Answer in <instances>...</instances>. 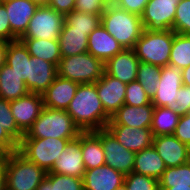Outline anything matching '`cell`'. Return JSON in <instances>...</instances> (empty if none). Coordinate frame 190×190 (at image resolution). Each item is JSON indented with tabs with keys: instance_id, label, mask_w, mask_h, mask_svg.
<instances>
[{
	"instance_id": "1",
	"label": "cell",
	"mask_w": 190,
	"mask_h": 190,
	"mask_svg": "<svg viewBox=\"0 0 190 190\" xmlns=\"http://www.w3.org/2000/svg\"><path fill=\"white\" fill-rule=\"evenodd\" d=\"M66 112L81 132L106 128L111 119L103 108L94 83L79 84Z\"/></svg>"
},
{
	"instance_id": "2",
	"label": "cell",
	"mask_w": 190,
	"mask_h": 190,
	"mask_svg": "<svg viewBox=\"0 0 190 190\" xmlns=\"http://www.w3.org/2000/svg\"><path fill=\"white\" fill-rule=\"evenodd\" d=\"M101 24L126 49L134 48L144 30L141 16L120 9L115 4L105 6Z\"/></svg>"
},
{
	"instance_id": "3",
	"label": "cell",
	"mask_w": 190,
	"mask_h": 190,
	"mask_svg": "<svg viewBox=\"0 0 190 190\" xmlns=\"http://www.w3.org/2000/svg\"><path fill=\"white\" fill-rule=\"evenodd\" d=\"M81 133L66 110L44 107L22 138L75 139Z\"/></svg>"
},
{
	"instance_id": "4",
	"label": "cell",
	"mask_w": 190,
	"mask_h": 190,
	"mask_svg": "<svg viewBox=\"0 0 190 190\" xmlns=\"http://www.w3.org/2000/svg\"><path fill=\"white\" fill-rule=\"evenodd\" d=\"M3 165L7 190H36L47 174L18 150L6 154Z\"/></svg>"
},
{
	"instance_id": "5",
	"label": "cell",
	"mask_w": 190,
	"mask_h": 190,
	"mask_svg": "<svg viewBox=\"0 0 190 190\" xmlns=\"http://www.w3.org/2000/svg\"><path fill=\"white\" fill-rule=\"evenodd\" d=\"M173 37V30L147 31L144 29L133 49L140 62L164 67L169 65Z\"/></svg>"
},
{
	"instance_id": "6",
	"label": "cell",
	"mask_w": 190,
	"mask_h": 190,
	"mask_svg": "<svg viewBox=\"0 0 190 190\" xmlns=\"http://www.w3.org/2000/svg\"><path fill=\"white\" fill-rule=\"evenodd\" d=\"M105 63L92 54L85 52L62 57L58 64V76L79 84H92L99 80L105 72Z\"/></svg>"
},
{
	"instance_id": "7",
	"label": "cell",
	"mask_w": 190,
	"mask_h": 190,
	"mask_svg": "<svg viewBox=\"0 0 190 190\" xmlns=\"http://www.w3.org/2000/svg\"><path fill=\"white\" fill-rule=\"evenodd\" d=\"M73 139L61 138H22L18 151L28 160L48 172L59 159L68 142Z\"/></svg>"
},
{
	"instance_id": "8",
	"label": "cell",
	"mask_w": 190,
	"mask_h": 190,
	"mask_svg": "<svg viewBox=\"0 0 190 190\" xmlns=\"http://www.w3.org/2000/svg\"><path fill=\"white\" fill-rule=\"evenodd\" d=\"M63 23V14L46 4H40L21 38L58 39Z\"/></svg>"
},
{
	"instance_id": "9",
	"label": "cell",
	"mask_w": 190,
	"mask_h": 190,
	"mask_svg": "<svg viewBox=\"0 0 190 190\" xmlns=\"http://www.w3.org/2000/svg\"><path fill=\"white\" fill-rule=\"evenodd\" d=\"M93 133L101 140L105 164L124 175L133 172L136 153L121 145L107 128L93 131Z\"/></svg>"
},
{
	"instance_id": "10",
	"label": "cell",
	"mask_w": 190,
	"mask_h": 190,
	"mask_svg": "<svg viewBox=\"0 0 190 190\" xmlns=\"http://www.w3.org/2000/svg\"><path fill=\"white\" fill-rule=\"evenodd\" d=\"M179 0H149L141 15L147 31H169L173 29L176 7Z\"/></svg>"
},
{
	"instance_id": "11",
	"label": "cell",
	"mask_w": 190,
	"mask_h": 190,
	"mask_svg": "<svg viewBox=\"0 0 190 190\" xmlns=\"http://www.w3.org/2000/svg\"><path fill=\"white\" fill-rule=\"evenodd\" d=\"M160 84L151 99L154 107H168L174 111V97L182 82V69L174 65L161 67Z\"/></svg>"
},
{
	"instance_id": "12",
	"label": "cell",
	"mask_w": 190,
	"mask_h": 190,
	"mask_svg": "<svg viewBox=\"0 0 190 190\" xmlns=\"http://www.w3.org/2000/svg\"><path fill=\"white\" fill-rule=\"evenodd\" d=\"M10 107L18 128L25 134L44 108L43 97L41 94L29 92L11 100Z\"/></svg>"
},
{
	"instance_id": "13",
	"label": "cell",
	"mask_w": 190,
	"mask_h": 190,
	"mask_svg": "<svg viewBox=\"0 0 190 190\" xmlns=\"http://www.w3.org/2000/svg\"><path fill=\"white\" fill-rule=\"evenodd\" d=\"M58 75L57 66L41 58L27 60L26 87L31 93L43 94Z\"/></svg>"
},
{
	"instance_id": "14",
	"label": "cell",
	"mask_w": 190,
	"mask_h": 190,
	"mask_svg": "<svg viewBox=\"0 0 190 190\" xmlns=\"http://www.w3.org/2000/svg\"><path fill=\"white\" fill-rule=\"evenodd\" d=\"M11 25V41L20 39L40 3L35 0H10L2 3Z\"/></svg>"
},
{
	"instance_id": "15",
	"label": "cell",
	"mask_w": 190,
	"mask_h": 190,
	"mask_svg": "<svg viewBox=\"0 0 190 190\" xmlns=\"http://www.w3.org/2000/svg\"><path fill=\"white\" fill-rule=\"evenodd\" d=\"M94 84L105 112L111 117L124 104L127 84L105 72Z\"/></svg>"
},
{
	"instance_id": "16",
	"label": "cell",
	"mask_w": 190,
	"mask_h": 190,
	"mask_svg": "<svg viewBox=\"0 0 190 190\" xmlns=\"http://www.w3.org/2000/svg\"><path fill=\"white\" fill-rule=\"evenodd\" d=\"M152 145L163 159L166 167H176L190 161V147L173 134L153 137Z\"/></svg>"
},
{
	"instance_id": "17",
	"label": "cell",
	"mask_w": 190,
	"mask_h": 190,
	"mask_svg": "<svg viewBox=\"0 0 190 190\" xmlns=\"http://www.w3.org/2000/svg\"><path fill=\"white\" fill-rule=\"evenodd\" d=\"M85 167L80 147V135L70 140L52 168L47 173L64 174L83 178Z\"/></svg>"
},
{
	"instance_id": "18",
	"label": "cell",
	"mask_w": 190,
	"mask_h": 190,
	"mask_svg": "<svg viewBox=\"0 0 190 190\" xmlns=\"http://www.w3.org/2000/svg\"><path fill=\"white\" fill-rule=\"evenodd\" d=\"M139 63L134 49L124 48L105 62V73L128 84L137 80Z\"/></svg>"
},
{
	"instance_id": "19",
	"label": "cell",
	"mask_w": 190,
	"mask_h": 190,
	"mask_svg": "<svg viewBox=\"0 0 190 190\" xmlns=\"http://www.w3.org/2000/svg\"><path fill=\"white\" fill-rule=\"evenodd\" d=\"M154 105L143 106L123 104L112 116L107 125H125L133 128H151Z\"/></svg>"
},
{
	"instance_id": "20",
	"label": "cell",
	"mask_w": 190,
	"mask_h": 190,
	"mask_svg": "<svg viewBox=\"0 0 190 190\" xmlns=\"http://www.w3.org/2000/svg\"><path fill=\"white\" fill-rule=\"evenodd\" d=\"M106 128L121 145L134 153L152 146L151 128H133L125 125H106Z\"/></svg>"
},
{
	"instance_id": "21",
	"label": "cell",
	"mask_w": 190,
	"mask_h": 190,
	"mask_svg": "<svg viewBox=\"0 0 190 190\" xmlns=\"http://www.w3.org/2000/svg\"><path fill=\"white\" fill-rule=\"evenodd\" d=\"M79 83L58 76L42 94L44 107L66 110L74 98Z\"/></svg>"
},
{
	"instance_id": "22",
	"label": "cell",
	"mask_w": 190,
	"mask_h": 190,
	"mask_svg": "<svg viewBox=\"0 0 190 190\" xmlns=\"http://www.w3.org/2000/svg\"><path fill=\"white\" fill-rule=\"evenodd\" d=\"M124 177L122 172L104 164L85 171L84 190H115L124 183Z\"/></svg>"
},
{
	"instance_id": "23",
	"label": "cell",
	"mask_w": 190,
	"mask_h": 190,
	"mask_svg": "<svg viewBox=\"0 0 190 190\" xmlns=\"http://www.w3.org/2000/svg\"><path fill=\"white\" fill-rule=\"evenodd\" d=\"M124 47L100 24L88 36V53L104 63L121 52Z\"/></svg>"
},
{
	"instance_id": "24",
	"label": "cell",
	"mask_w": 190,
	"mask_h": 190,
	"mask_svg": "<svg viewBox=\"0 0 190 190\" xmlns=\"http://www.w3.org/2000/svg\"><path fill=\"white\" fill-rule=\"evenodd\" d=\"M163 159L152 145L135 154L133 172L159 180L166 170Z\"/></svg>"
},
{
	"instance_id": "25",
	"label": "cell",
	"mask_w": 190,
	"mask_h": 190,
	"mask_svg": "<svg viewBox=\"0 0 190 190\" xmlns=\"http://www.w3.org/2000/svg\"><path fill=\"white\" fill-rule=\"evenodd\" d=\"M62 57L88 52L87 31L73 30L65 21L58 38Z\"/></svg>"
},
{
	"instance_id": "26",
	"label": "cell",
	"mask_w": 190,
	"mask_h": 190,
	"mask_svg": "<svg viewBox=\"0 0 190 190\" xmlns=\"http://www.w3.org/2000/svg\"><path fill=\"white\" fill-rule=\"evenodd\" d=\"M29 92L23 77H20L12 67L5 63L0 68V98L11 101Z\"/></svg>"
},
{
	"instance_id": "27",
	"label": "cell",
	"mask_w": 190,
	"mask_h": 190,
	"mask_svg": "<svg viewBox=\"0 0 190 190\" xmlns=\"http://www.w3.org/2000/svg\"><path fill=\"white\" fill-rule=\"evenodd\" d=\"M80 147L85 170L105 164L101 140L93 132H82L80 134Z\"/></svg>"
},
{
	"instance_id": "28",
	"label": "cell",
	"mask_w": 190,
	"mask_h": 190,
	"mask_svg": "<svg viewBox=\"0 0 190 190\" xmlns=\"http://www.w3.org/2000/svg\"><path fill=\"white\" fill-rule=\"evenodd\" d=\"M20 40L31 56L51 62L58 67L62 58L58 39L20 38Z\"/></svg>"
},
{
	"instance_id": "29",
	"label": "cell",
	"mask_w": 190,
	"mask_h": 190,
	"mask_svg": "<svg viewBox=\"0 0 190 190\" xmlns=\"http://www.w3.org/2000/svg\"><path fill=\"white\" fill-rule=\"evenodd\" d=\"M31 58L26 46L20 39L7 43L5 63L27 81V60Z\"/></svg>"
},
{
	"instance_id": "30",
	"label": "cell",
	"mask_w": 190,
	"mask_h": 190,
	"mask_svg": "<svg viewBox=\"0 0 190 190\" xmlns=\"http://www.w3.org/2000/svg\"><path fill=\"white\" fill-rule=\"evenodd\" d=\"M180 115L168 107H155L151 131L153 137L174 134Z\"/></svg>"
},
{
	"instance_id": "31",
	"label": "cell",
	"mask_w": 190,
	"mask_h": 190,
	"mask_svg": "<svg viewBox=\"0 0 190 190\" xmlns=\"http://www.w3.org/2000/svg\"><path fill=\"white\" fill-rule=\"evenodd\" d=\"M169 65L183 69L190 65V34L174 32Z\"/></svg>"
},
{
	"instance_id": "32",
	"label": "cell",
	"mask_w": 190,
	"mask_h": 190,
	"mask_svg": "<svg viewBox=\"0 0 190 190\" xmlns=\"http://www.w3.org/2000/svg\"><path fill=\"white\" fill-rule=\"evenodd\" d=\"M188 186H190V161L176 167H167L159 179V187Z\"/></svg>"
},
{
	"instance_id": "33",
	"label": "cell",
	"mask_w": 190,
	"mask_h": 190,
	"mask_svg": "<svg viewBox=\"0 0 190 190\" xmlns=\"http://www.w3.org/2000/svg\"><path fill=\"white\" fill-rule=\"evenodd\" d=\"M161 67L148 63H139L137 81L142 85L147 95L152 99L160 84Z\"/></svg>"
},
{
	"instance_id": "34",
	"label": "cell",
	"mask_w": 190,
	"mask_h": 190,
	"mask_svg": "<svg viewBox=\"0 0 190 190\" xmlns=\"http://www.w3.org/2000/svg\"><path fill=\"white\" fill-rule=\"evenodd\" d=\"M64 21L73 30L87 31V35L101 24V14H91L73 10L64 16Z\"/></svg>"
},
{
	"instance_id": "35",
	"label": "cell",
	"mask_w": 190,
	"mask_h": 190,
	"mask_svg": "<svg viewBox=\"0 0 190 190\" xmlns=\"http://www.w3.org/2000/svg\"><path fill=\"white\" fill-rule=\"evenodd\" d=\"M0 125L17 143L22 140L24 133L18 128L15 122L10 107V101L2 98H0Z\"/></svg>"
},
{
	"instance_id": "36",
	"label": "cell",
	"mask_w": 190,
	"mask_h": 190,
	"mask_svg": "<svg viewBox=\"0 0 190 190\" xmlns=\"http://www.w3.org/2000/svg\"><path fill=\"white\" fill-rule=\"evenodd\" d=\"M124 184L127 190H160L159 180L135 172L125 175Z\"/></svg>"
},
{
	"instance_id": "37",
	"label": "cell",
	"mask_w": 190,
	"mask_h": 190,
	"mask_svg": "<svg viewBox=\"0 0 190 190\" xmlns=\"http://www.w3.org/2000/svg\"><path fill=\"white\" fill-rule=\"evenodd\" d=\"M172 30L179 34H190V0H179Z\"/></svg>"
},
{
	"instance_id": "38",
	"label": "cell",
	"mask_w": 190,
	"mask_h": 190,
	"mask_svg": "<svg viewBox=\"0 0 190 190\" xmlns=\"http://www.w3.org/2000/svg\"><path fill=\"white\" fill-rule=\"evenodd\" d=\"M151 103L142 85L136 80L127 84L124 104L131 106H143Z\"/></svg>"
},
{
	"instance_id": "39",
	"label": "cell",
	"mask_w": 190,
	"mask_h": 190,
	"mask_svg": "<svg viewBox=\"0 0 190 190\" xmlns=\"http://www.w3.org/2000/svg\"><path fill=\"white\" fill-rule=\"evenodd\" d=\"M54 190H84L83 178L52 173Z\"/></svg>"
},
{
	"instance_id": "40",
	"label": "cell",
	"mask_w": 190,
	"mask_h": 190,
	"mask_svg": "<svg viewBox=\"0 0 190 190\" xmlns=\"http://www.w3.org/2000/svg\"><path fill=\"white\" fill-rule=\"evenodd\" d=\"M174 111L180 116L190 112V86L182 85L176 93Z\"/></svg>"
},
{
	"instance_id": "41",
	"label": "cell",
	"mask_w": 190,
	"mask_h": 190,
	"mask_svg": "<svg viewBox=\"0 0 190 190\" xmlns=\"http://www.w3.org/2000/svg\"><path fill=\"white\" fill-rule=\"evenodd\" d=\"M105 6L104 0H76L74 10L84 13L102 14Z\"/></svg>"
},
{
	"instance_id": "42",
	"label": "cell",
	"mask_w": 190,
	"mask_h": 190,
	"mask_svg": "<svg viewBox=\"0 0 190 190\" xmlns=\"http://www.w3.org/2000/svg\"><path fill=\"white\" fill-rule=\"evenodd\" d=\"M173 135L190 147V112L180 116Z\"/></svg>"
},
{
	"instance_id": "43",
	"label": "cell",
	"mask_w": 190,
	"mask_h": 190,
	"mask_svg": "<svg viewBox=\"0 0 190 190\" xmlns=\"http://www.w3.org/2000/svg\"><path fill=\"white\" fill-rule=\"evenodd\" d=\"M149 0H118L115 5L130 13L141 16Z\"/></svg>"
},
{
	"instance_id": "44",
	"label": "cell",
	"mask_w": 190,
	"mask_h": 190,
	"mask_svg": "<svg viewBox=\"0 0 190 190\" xmlns=\"http://www.w3.org/2000/svg\"><path fill=\"white\" fill-rule=\"evenodd\" d=\"M0 41H11V25L8 20L7 11L5 6L0 4Z\"/></svg>"
},
{
	"instance_id": "45",
	"label": "cell",
	"mask_w": 190,
	"mask_h": 190,
	"mask_svg": "<svg viewBox=\"0 0 190 190\" xmlns=\"http://www.w3.org/2000/svg\"><path fill=\"white\" fill-rule=\"evenodd\" d=\"M46 5L65 16L75 9L76 0H48Z\"/></svg>"
},
{
	"instance_id": "46",
	"label": "cell",
	"mask_w": 190,
	"mask_h": 190,
	"mask_svg": "<svg viewBox=\"0 0 190 190\" xmlns=\"http://www.w3.org/2000/svg\"><path fill=\"white\" fill-rule=\"evenodd\" d=\"M0 148L6 153H12L18 150V143L8 134L0 125Z\"/></svg>"
},
{
	"instance_id": "47",
	"label": "cell",
	"mask_w": 190,
	"mask_h": 190,
	"mask_svg": "<svg viewBox=\"0 0 190 190\" xmlns=\"http://www.w3.org/2000/svg\"><path fill=\"white\" fill-rule=\"evenodd\" d=\"M36 190H54V186H52V173L46 174V177Z\"/></svg>"
},
{
	"instance_id": "48",
	"label": "cell",
	"mask_w": 190,
	"mask_h": 190,
	"mask_svg": "<svg viewBox=\"0 0 190 190\" xmlns=\"http://www.w3.org/2000/svg\"><path fill=\"white\" fill-rule=\"evenodd\" d=\"M0 190H7L6 173L4 170L3 161L0 162Z\"/></svg>"
},
{
	"instance_id": "49",
	"label": "cell",
	"mask_w": 190,
	"mask_h": 190,
	"mask_svg": "<svg viewBox=\"0 0 190 190\" xmlns=\"http://www.w3.org/2000/svg\"><path fill=\"white\" fill-rule=\"evenodd\" d=\"M7 42L0 41V68L5 64Z\"/></svg>"
},
{
	"instance_id": "50",
	"label": "cell",
	"mask_w": 190,
	"mask_h": 190,
	"mask_svg": "<svg viewBox=\"0 0 190 190\" xmlns=\"http://www.w3.org/2000/svg\"><path fill=\"white\" fill-rule=\"evenodd\" d=\"M183 85L190 86V65L182 69Z\"/></svg>"
},
{
	"instance_id": "51",
	"label": "cell",
	"mask_w": 190,
	"mask_h": 190,
	"mask_svg": "<svg viewBox=\"0 0 190 190\" xmlns=\"http://www.w3.org/2000/svg\"><path fill=\"white\" fill-rule=\"evenodd\" d=\"M160 190H190V186L188 187H159Z\"/></svg>"
},
{
	"instance_id": "52",
	"label": "cell",
	"mask_w": 190,
	"mask_h": 190,
	"mask_svg": "<svg viewBox=\"0 0 190 190\" xmlns=\"http://www.w3.org/2000/svg\"><path fill=\"white\" fill-rule=\"evenodd\" d=\"M6 153L0 148V162L4 160Z\"/></svg>"
},
{
	"instance_id": "53",
	"label": "cell",
	"mask_w": 190,
	"mask_h": 190,
	"mask_svg": "<svg viewBox=\"0 0 190 190\" xmlns=\"http://www.w3.org/2000/svg\"><path fill=\"white\" fill-rule=\"evenodd\" d=\"M118 0H104L105 4H115Z\"/></svg>"
},
{
	"instance_id": "54",
	"label": "cell",
	"mask_w": 190,
	"mask_h": 190,
	"mask_svg": "<svg viewBox=\"0 0 190 190\" xmlns=\"http://www.w3.org/2000/svg\"><path fill=\"white\" fill-rule=\"evenodd\" d=\"M115 190H127L125 184L123 183L121 186H119L117 189Z\"/></svg>"
},
{
	"instance_id": "55",
	"label": "cell",
	"mask_w": 190,
	"mask_h": 190,
	"mask_svg": "<svg viewBox=\"0 0 190 190\" xmlns=\"http://www.w3.org/2000/svg\"><path fill=\"white\" fill-rule=\"evenodd\" d=\"M40 4H46L48 2V0H35Z\"/></svg>"
},
{
	"instance_id": "56",
	"label": "cell",
	"mask_w": 190,
	"mask_h": 190,
	"mask_svg": "<svg viewBox=\"0 0 190 190\" xmlns=\"http://www.w3.org/2000/svg\"><path fill=\"white\" fill-rule=\"evenodd\" d=\"M7 1H10V0H0L1 3L7 2Z\"/></svg>"
}]
</instances>
